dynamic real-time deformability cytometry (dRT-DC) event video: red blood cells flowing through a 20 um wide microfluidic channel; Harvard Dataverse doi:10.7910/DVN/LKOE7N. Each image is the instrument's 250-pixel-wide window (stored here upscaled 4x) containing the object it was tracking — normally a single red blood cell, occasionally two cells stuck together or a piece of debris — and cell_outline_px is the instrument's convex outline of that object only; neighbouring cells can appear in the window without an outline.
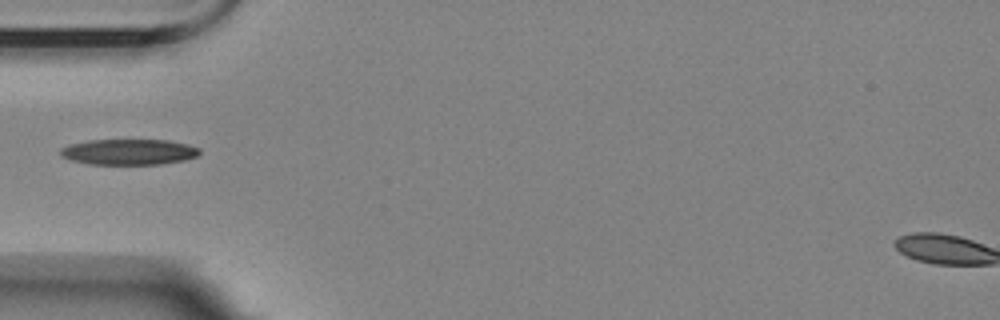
{"species": "Egyptian fruit bat (a non-hibernating species)", "species_latin": "Rousettus aegyptiacus", "temperature_condition": "room temperature", "stored_images_in_passage": 1, "camera_frame_rate_fps": 3000, "um_per_image_px": 0.085, "animal": {"sex": "female"}, "frame": {"image": 1, "passage_image": 1, "time_ms": 0.0, "image_size_px": [1000, 320], "cell_outline_px": [[200, 152], [196, 156], [184, 160], [160, 164], [88, 164], [72, 160], [60, 156], [60, 148], [68, 144], [88, 140], [168, 140], [188, 144], [200, 148]], "centroid_in_image_um": [10.92, 12.91], "position_along_channel_um": 74.1, "area_um2": 20.92}}